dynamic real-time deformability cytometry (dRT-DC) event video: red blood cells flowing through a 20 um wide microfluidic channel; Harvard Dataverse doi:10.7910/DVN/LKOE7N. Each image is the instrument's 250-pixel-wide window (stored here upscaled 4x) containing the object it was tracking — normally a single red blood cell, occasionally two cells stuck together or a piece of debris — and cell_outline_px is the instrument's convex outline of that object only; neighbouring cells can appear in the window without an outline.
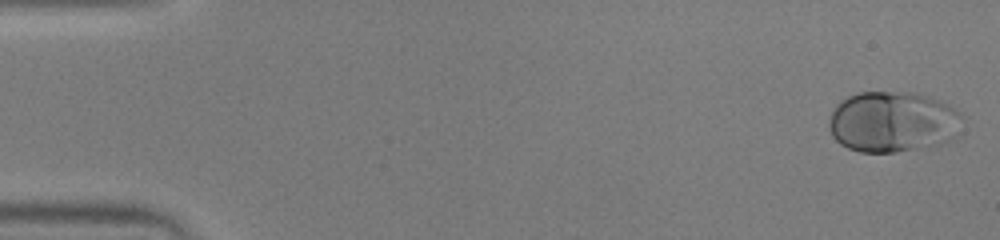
{"species": "human", "species_latin": "Homo sapiens", "temperature_condition": "warm", "stored_images_in_passage": 51, "camera_frame_rate_fps": 3000, "um_per_image_px": 0.085, "donor": {"sex": "male"}, "frame": {"image": 1, "passage_image": 1, "time_ms": 0.0, "image_size_px": [1000, 240], "cell_outline_px": [[968, 116], [952, 136], [948, 140], [936, 144], [896, 152], [860, 152], [848, 148], [840, 144], [832, 136], [828, 128], [828, 124], [832, 112], [836, 104], [848, 96], [860, 92], [916, 92], [940, 100], [948, 104]], "centroid_in_image_um": [75.88, 10.33], "position_along_channel_um": 9.1, "area_um2": 47.51}}
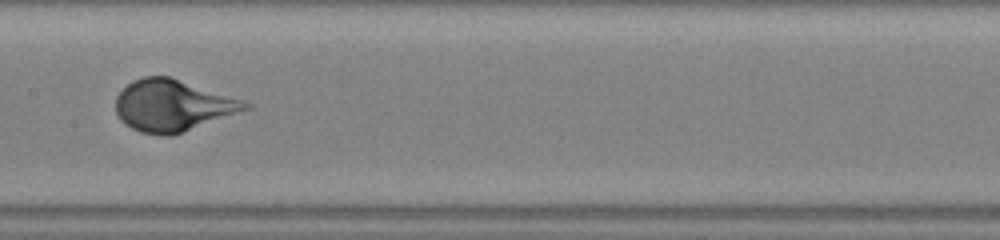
{"frame": {"image": 2, "passage_image": 26, "time_ms": 8.333, "image_size_px": [1000, 240], "cell_outline_px": [[252, 108], [172, 136], [160, 136], [140, 132], [132, 128], [120, 120], [116, 112], [116, 96], [132, 80], [144, 76], [168, 76], [244, 100], [252, 104]], "centroid_in_image_um": [14.68, 8.98], "position_along_channel_um": 192.7, "area_um2": 38.96}}
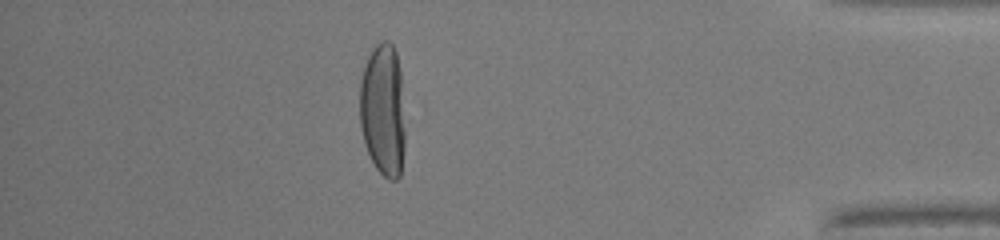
{"frame": {"image": 3, "passage_image": 45, "time_ms": 14.667, "image_size_px": [1000, 240], "cell_outline_px": [[404, 152], [400, 176], [396, 180], [388, 180], [376, 168], [364, 144], [360, 124], [360, 80], [368, 56], [372, 48], [380, 40], [388, 40], [392, 44], [396, 52], [400, 72], [404, 128]], "centroid_in_image_um": [32.55, 9.35], "position_along_channel_um": 402.7, "area_um2": 35.2}, "authors_computed_cell_mechanics": {"area_um2": 39.7086, "velocity_mm_per_s": 3.9675, "shape_relaxation_time_tau1_ms": 3.2582, "shape_relaxation_time_tau2_ms": null, "deformation_change_tau1": 0.2205, "deformation_change_tau2": null}}